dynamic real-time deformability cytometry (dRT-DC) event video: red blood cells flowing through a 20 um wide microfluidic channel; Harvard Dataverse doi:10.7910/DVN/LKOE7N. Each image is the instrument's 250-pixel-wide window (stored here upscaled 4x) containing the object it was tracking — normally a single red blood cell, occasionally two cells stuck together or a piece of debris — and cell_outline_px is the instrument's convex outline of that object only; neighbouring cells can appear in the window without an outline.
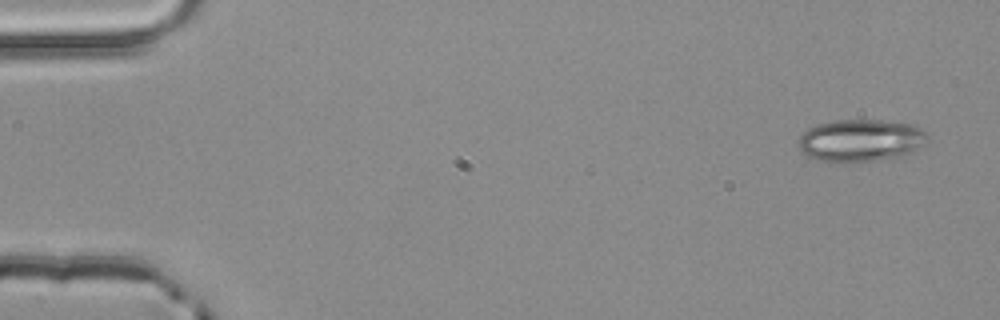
{"species": "common noctule bat (a hibernating species)", "species_latin": "Nyctalus noctula", "temperature_condition": "room temperature", "stored_images_in_passage": 3, "camera_frame_rate_fps": 3000, "um_per_image_px": 0.085, "animal": {"sex": "male", "body_mass_g": 20.4}, "frame": {"image": 1, "passage_image": 1, "time_ms": 0.0, "image_size_px": [1000, 320], "cell_outline_px": [[928, 140], [912, 152], [900, 156], [876, 160], [848, 164], [844, 164], [820, 160], [808, 156], [796, 144], [800, 136], [808, 128], [816, 124], [836, 120], [880, 120], [912, 124], [928, 132]], "centroid_in_image_um": [73.15, 11.94], "position_along_channel_um": 11.9, "area_um2": 32.19}}